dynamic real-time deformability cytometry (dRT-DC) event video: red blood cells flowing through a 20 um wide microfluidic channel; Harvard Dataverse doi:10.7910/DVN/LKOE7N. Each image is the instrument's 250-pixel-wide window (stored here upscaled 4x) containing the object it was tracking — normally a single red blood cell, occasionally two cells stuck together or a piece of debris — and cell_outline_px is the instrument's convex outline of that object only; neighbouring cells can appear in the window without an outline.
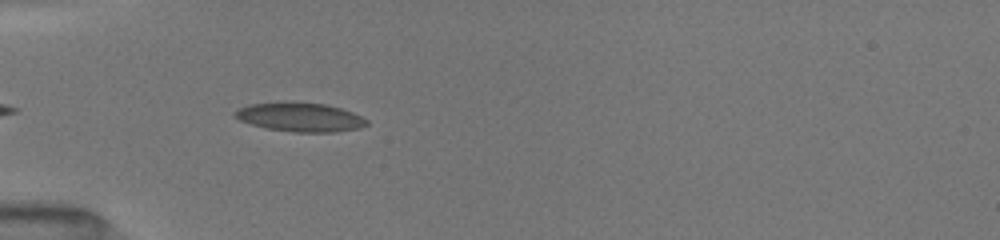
{"species": "common noctule bat (a hibernating species)", "species_latin": "Nyctalus noctula", "temperature_condition": "room temperature", "stored_images_in_passage": 13, "camera_frame_rate_fps": 3000, "um_per_image_px": 0.085, "animal": {"sex": "female", "body_mass_g": 19.5, "forearm_length_mm": 54.1}, "frame": {"image": 1, "passage_image": 7, "time_ms": 1.0, "image_size_px": [1000, 240], "cell_outline_px": [[368, 124], [360, 128], [336, 132], [296, 132], [268, 128], [252, 124], [240, 120], [232, 116], [232, 112], [248, 104], [324, 104], [340, 108], [352, 112], [368, 120]], "centroid_in_image_um": [25.53, 9.99], "position_along_channel_um": 59.5, "area_um2": 21.44}}